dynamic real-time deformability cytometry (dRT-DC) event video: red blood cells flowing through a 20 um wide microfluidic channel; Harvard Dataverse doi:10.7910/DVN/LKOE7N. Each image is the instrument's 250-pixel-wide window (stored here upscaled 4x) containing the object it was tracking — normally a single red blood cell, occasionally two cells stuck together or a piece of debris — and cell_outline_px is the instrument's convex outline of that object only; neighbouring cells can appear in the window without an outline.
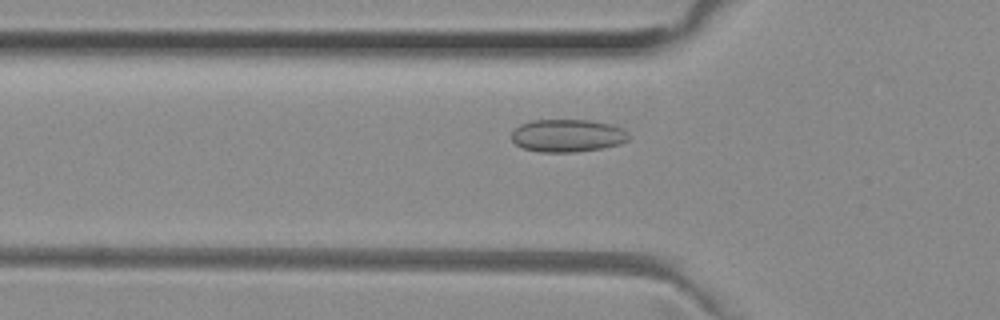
{"species": "common noctule bat (a hibernating species)", "species_latin": "Nyctalus noctula", "temperature_condition": "room temperature", "stored_images_in_passage": 35, "camera_frame_rate_fps": 3000, "um_per_image_px": 0.085, "animal": {"sex": "female", "body_mass_g": 29.2, "forearm_length_mm": 56.3}, "frame": {"image": 1, "passage_image": 6, "time_ms": 1.667, "image_size_px": [1000, 320], "cell_outline_px": [[632, 136], [628, 140], [620, 144], [604, 148], [576, 152], [540, 152], [524, 148], [516, 144], [512, 140], [512, 132], [520, 124], [532, 120], [592, 120], [612, 124], [628, 132]], "centroid_in_image_um": [48.28, 11.53], "position_along_channel_um": 77.5, "area_um2": 22.54}}
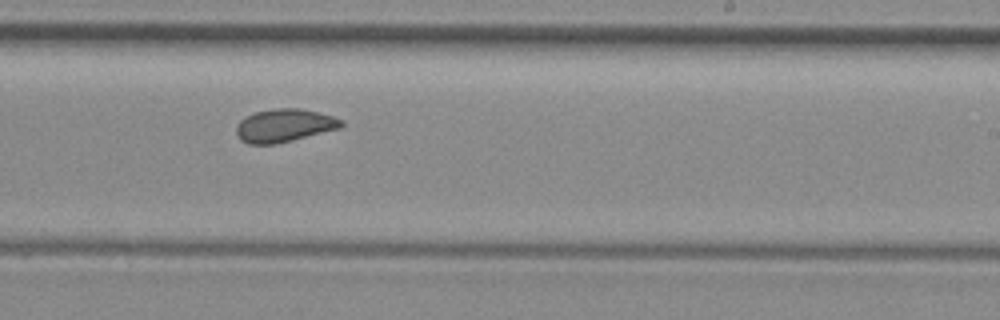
{"frame": {"image": 2, "passage_image": 20, "time_ms": 6.333, "image_size_px": [1000, 320], "cell_outline_px": [[344, 124], [340, 128], [276, 144], [248, 144], [240, 140], [236, 132], [236, 124], [244, 116], [256, 112], [276, 108], [300, 108], [332, 116], [344, 120]], "centroid_in_image_um": [24.14, 10.67], "position_along_channel_um": 264.9, "area_um2": 20.23}}
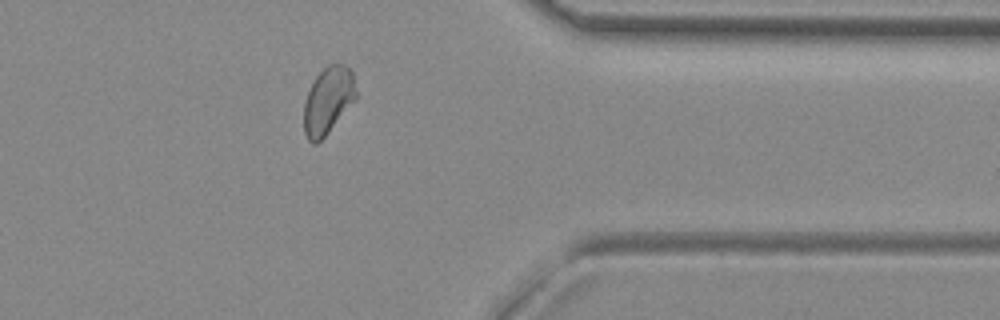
{"frame": {"image": 3, "passage_image": 30, "time_ms": 9.667, "image_size_px": [1000, 320], "cell_outline_px": [[356, 100], [328, 132], [316, 144], [312, 144], [308, 140], [304, 132], [304, 104], [312, 80], [328, 64], [344, 64], [352, 72], [356, 92]], "centroid_in_image_um": [27.87, 8.54], "position_along_channel_um": 383.5, "area_um2": 20.29}, "authors_computed_cell_mechanics": {"area_um2": 20.2878, "velocity_mm_per_s": 4.0019, "shape_relaxation_time_tau1_ms": null, "shape_relaxation_time_tau2_ms": 1.4191, "deformation_change_tau1": null, "deformation_change_tau2": 0.0506}}